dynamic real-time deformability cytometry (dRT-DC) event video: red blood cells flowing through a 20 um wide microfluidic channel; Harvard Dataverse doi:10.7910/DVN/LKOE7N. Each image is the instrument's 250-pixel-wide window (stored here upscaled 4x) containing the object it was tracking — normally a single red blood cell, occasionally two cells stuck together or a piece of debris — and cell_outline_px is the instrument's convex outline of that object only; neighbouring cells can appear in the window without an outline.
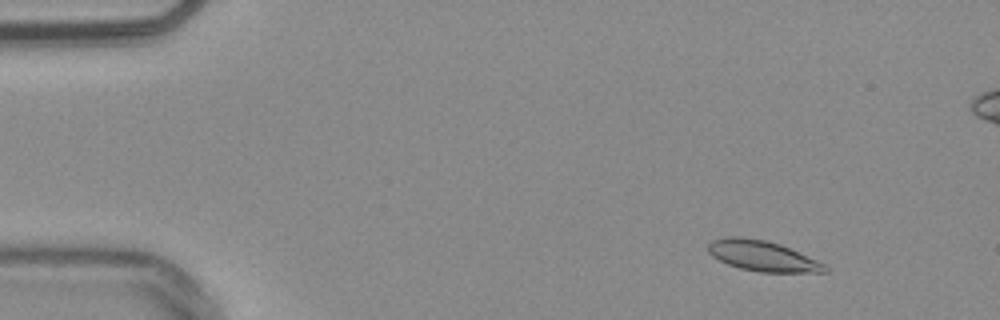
{"species": "common noctule bat (a hibernating species)", "species_latin": "Nyctalus noctula", "temperature_condition": "warm", "stored_images_in_passage": 56, "camera_frame_rate_fps": 3000, "um_per_image_px": 0.085, "animal": {"sex": "male", "body_mass_g": 20.4}, "frame": {"image": 1, "passage_image": 7, "time_ms": 2.0, "image_size_px": [1000, 320], "cell_outline_px": [[828, 272], [760, 272], [740, 268], [728, 264], [712, 256], [708, 252], [708, 244], [712, 240], [724, 236], [740, 236], [764, 240], [780, 244], [816, 260], [824, 264], [828, 268]], "centroid_in_image_um": [64.77, 21.74], "position_along_channel_um": 20.2, "area_um2": 20.58}}
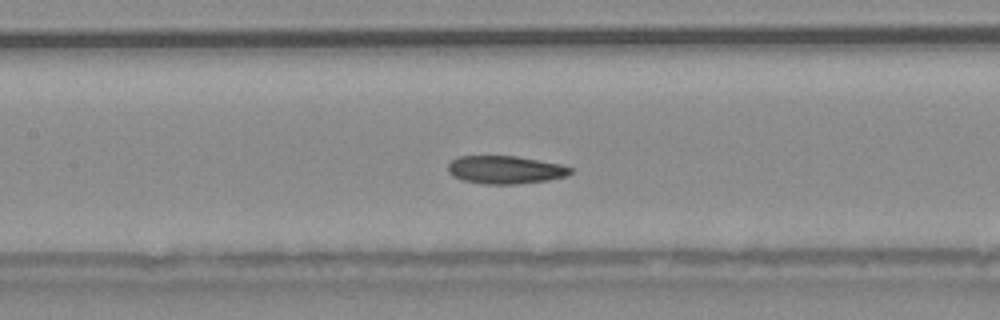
{"frame": {"image": 2, "passage_image": 26, "time_ms": 8.333, "image_size_px": [1000, 320], "cell_outline_px": [[572, 172], [568, 176], [548, 180], [516, 184], [484, 184], [464, 180], [452, 176], [448, 172], [448, 164], [452, 160], [460, 156], [516, 156], [560, 164], [572, 168]], "centroid_in_image_um": [42.95, 14.43], "position_along_channel_um": 164.4, "area_um2": 19.94}}
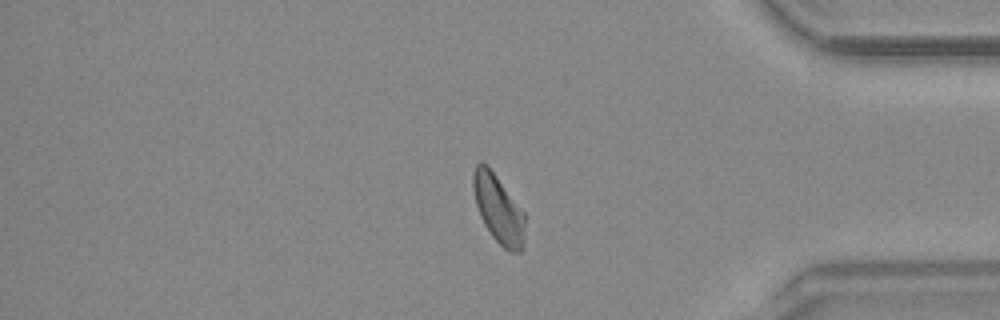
{"frame": {"image": 3, "passage_image": 46, "time_ms": 15.0, "image_size_px": [1000, 320], "cell_outline_px": [[524, 248], [520, 252], [512, 252], [504, 248], [492, 236], [484, 224], [480, 216], [476, 204], [472, 188], [472, 176], [476, 164], [480, 160], [488, 164], [524, 212]], "centroid_in_image_um": [42.35, 17.73], "position_along_channel_um": 392.9, "area_um2": 20.75}, "authors_computed_cell_mechanics": {"area_um2": 20.6924, "velocity_mm_per_s": 3.7797, "shape_relaxation_time_tau1_ms": 9.4994, "shape_relaxation_time_tau2_ms": 2.6922, "deformation_change_tau1": 0.1509, "deformation_change_tau2": 0.08}}